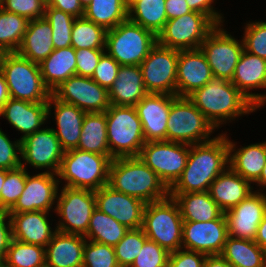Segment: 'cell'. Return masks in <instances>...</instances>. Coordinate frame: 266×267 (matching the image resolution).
Masks as SVG:
<instances>
[{
	"instance_id": "1",
	"label": "cell",
	"mask_w": 266,
	"mask_h": 267,
	"mask_svg": "<svg viewBox=\"0 0 266 267\" xmlns=\"http://www.w3.org/2000/svg\"><path fill=\"white\" fill-rule=\"evenodd\" d=\"M228 136L219 134L211 141L190 145L186 167L170 188V193L208 191L211 183L229 167Z\"/></svg>"
},
{
	"instance_id": "2",
	"label": "cell",
	"mask_w": 266,
	"mask_h": 267,
	"mask_svg": "<svg viewBox=\"0 0 266 267\" xmlns=\"http://www.w3.org/2000/svg\"><path fill=\"white\" fill-rule=\"evenodd\" d=\"M188 99L215 129H218L221 124H226L227 120H234L236 117L258 109L231 81L224 79L213 78L206 85L191 93Z\"/></svg>"
},
{
	"instance_id": "3",
	"label": "cell",
	"mask_w": 266,
	"mask_h": 267,
	"mask_svg": "<svg viewBox=\"0 0 266 267\" xmlns=\"http://www.w3.org/2000/svg\"><path fill=\"white\" fill-rule=\"evenodd\" d=\"M108 185L146 204L170 196V189L139 157L114 158L109 168Z\"/></svg>"
},
{
	"instance_id": "4",
	"label": "cell",
	"mask_w": 266,
	"mask_h": 267,
	"mask_svg": "<svg viewBox=\"0 0 266 267\" xmlns=\"http://www.w3.org/2000/svg\"><path fill=\"white\" fill-rule=\"evenodd\" d=\"M114 158L111 155L70 149L61 160L58 178L71 188L96 191L109 181V168Z\"/></svg>"
},
{
	"instance_id": "5",
	"label": "cell",
	"mask_w": 266,
	"mask_h": 267,
	"mask_svg": "<svg viewBox=\"0 0 266 267\" xmlns=\"http://www.w3.org/2000/svg\"><path fill=\"white\" fill-rule=\"evenodd\" d=\"M0 71L7 83L10 98L33 103H48L51 91L43 82L39 64L17 52L6 53Z\"/></svg>"
},
{
	"instance_id": "6",
	"label": "cell",
	"mask_w": 266,
	"mask_h": 267,
	"mask_svg": "<svg viewBox=\"0 0 266 267\" xmlns=\"http://www.w3.org/2000/svg\"><path fill=\"white\" fill-rule=\"evenodd\" d=\"M183 222L179 205L170 196L145 205L142 229L169 253L182 248Z\"/></svg>"
},
{
	"instance_id": "7",
	"label": "cell",
	"mask_w": 266,
	"mask_h": 267,
	"mask_svg": "<svg viewBox=\"0 0 266 267\" xmlns=\"http://www.w3.org/2000/svg\"><path fill=\"white\" fill-rule=\"evenodd\" d=\"M105 114L110 155L138 157L146 141L135 107L110 105Z\"/></svg>"
},
{
	"instance_id": "8",
	"label": "cell",
	"mask_w": 266,
	"mask_h": 267,
	"mask_svg": "<svg viewBox=\"0 0 266 267\" xmlns=\"http://www.w3.org/2000/svg\"><path fill=\"white\" fill-rule=\"evenodd\" d=\"M156 44L154 33L129 19L106 32L105 50L121 66H140Z\"/></svg>"
},
{
	"instance_id": "9",
	"label": "cell",
	"mask_w": 266,
	"mask_h": 267,
	"mask_svg": "<svg viewBox=\"0 0 266 267\" xmlns=\"http://www.w3.org/2000/svg\"><path fill=\"white\" fill-rule=\"evenodd\" d=\"M215 130L203 113L188 99L177 97L172 103L167 123V141L188 145L211 141Z\"/></svg>"
},
{
	"instance_id": "10",
	"label": "cell",
	"mask_w": 266,
	"mask_h": 267,
	"mask_svg": "<svg viewBox=\"0 0 266 267\" xmlns=\"http://www.w3.org/2000/svg\"><path fill=\"white\" fill-rule=\"evenodd\" d=\"M56 201L53 210L62 220L58 221L55 229L63 233L85 236L92 212L96 208L95 191L63 186Z\"/></svg>"
},
{
	"instance_id": "11",
	"label": "cell",
	"mask_w": 266,
	"mask_h": 267,
	"mask_svg": "<svg viewBox=\"0 0 266 267\" xmlns=\"http://www.w3.org/2000/svg\"><path fill=\"white\" fill-rule=\"evenodd\" d=\"M216 24L205 14L192 11L167 20L157 35V43L175 50L199 49Z\"/></svg>"
},
{
	"instance_id": "12",
	"label": "cell",
	"mask_w": 266,
	"mask_h": 267,
	"mask_svg": "<svg viewBox=\"0 0 266 267\" xmlns=\"http://www.w3.org/2000/svg\"><path fill=\"white\" fill-rule=\"evenodd\" d=\"M190 145L167 140L148 141L139 158L150 167L170 189L186 167Z\"/></svg>"
},
{
	"instance_id": "13",
	"label": "cell",
	"mask_w": 266,
	"mask_h": 267,
	"mask_svg": "<svg viewBox=\"0 0 266 267\" xmlns=\"http://www.w3.org/2000/svg\"><path fill=\"white\" fill-rule=\"evenodd\" d=\"M222 24L216 25L200 45L214 78L231 81L236 65L244 51L243 41L224 31Z\"/></svg>"
},
{
	"instance_id": "14",
	"label": "cell",
	"mask_w": 266,
	"mask_h": 267,
	"mask_svg": "<svg viewBox=\"0 0 266 267\" xmlns=\"http://www.w3.org/2000/svg\"><path fill=\"white\" fill-rule=\"evenodd\" d=\"M179 51L159 45L151 49L140 64L145 89L148 93L176 96L177 62Z\"/></svg>"
},
{
	"instance_id": "15",
	"label": "cell",
	"mask_w": 266,
	"mask_h": 267,
	"mask_svg": "<svg viewBox=\"0 0 266 267\" xmlns=\"http://www.w3.org/2000/svg\"><path fill=\"white\" fill-rule=\"evenodd\" d=\"M51 95L60 101L73 104L86 113L105 112L110 104L108 89L100 86L92 78L73 75Z\"/></svg>"
},
{
	"instance_id": "16",
	"label": "cell",
	"mask_w": 266,
	"mask_h": 267,
	"mask_svg": "<svg viewBox=\"0 0 266 267\" xmlns=\"http://www.w3.org/2000/svg\"><path fill=\"white\" fill-rule=\"evenodd\" d=\"M64 153L52 128L40 129L21 139L20 157L25 162L21 163V167L24 168L25 164H29L33 168H46V172L57 174Z\"/></svg>"
},
{
	"instance_id": "17",
	"label": "cell",
	"mask_w": 266,
	"mask_h": 267,
	"mask_svg": "<svg viewBox=\"0 0 266 267\" xmlns=\"http://www.w3.org/2000/svg\"><path fill=\"white\" fill-rule=\"evenodd\" d=\"M227 237L228 228L224 213L218 219L207 222H183V249L206 255H220Z\"/></svg>"
},
{
	"instance_id": "18",
	"label": "cell",
	"mask_w": 266,
	"mask_h": 267,
	"mask_svg": "<svg viewBox=\"0 0 266 267\" xmlns=\"http://www.w3.org/2000/svg\"><path fill=\"white\" fill-rule=\"evenodd\" d=\"M261 190L252 192L238 205L224 212L228 236L254 241L266 212V195Z\"/></svg>"
},
{
	"instance_id": "19",
	"label": "cell",
	"mask_w": 266,
	"mask_h": 267,
	"mask_svg": "<svg viewBox=\"0 0 266 267\" xmlns=\"http://www.w3.org/2000/svg\"><path fill=\"white\" fill-rule=\"evenodd\" d=\"M96 208L128 229L142 228L146 203L104 185L95 191Z\"/></svg>"
},
{
	"instance_id": "20",
	"label": "cell",
	"mask_w": 266,
	"mask_h": 267,
	"mask_svg": "<svg viewBox=\"0 0 266 267\" xmlns=\"http://www.w3.org/2000/svg\"><path fill=\"white\" fill-rule=\"evenodd\" d=\"M56 177L57 174L46 171L33 176L27 174L22 194L7 213L49 212L57 202L58 184L61 183Z\"/></svg>"
},
{
	"instance_id": "21",
	"label": "cell",
	"mask_w": 266,
	"mask_h": 267,
	"mask_svg": "<svg viewBox=\"0 0 266 267\" xmlns=\"http://www.w3.org/2000/svg\"><path fill=\"white\" fill-rule=\"evenodd\" d=\"M175 95L147 93L134 107L140 118L144 139L148 141L167 140V123L171 103Z\"/></svg>"
},
{
	"instance_id": "22",
	"label": "cell",
	"mask_w": 266,
	"mask_h": 267,
	"mask_svg": "<svg viewBox=\"0 0 266 267\" xmlns=\"http://www.w3.org/2000/svg\"><path fill=\"white\" fill-rule=\"evenodd\" d=\"M201 49L180 50L177 62L176 96L188 97L213 79Z\"/></svg>"
},
{
	"instance_id": "23",
	"label": "cell",
	"mask_w": 266,
	"mask_h": 267,
	"mask_svg": "<svg viewBox=\"0 0 266 267\" xmlns=\"http://www.w3.org/2000/svg\"><path fill=\"white\" fill-rule=\"evenodd\" d=\"M231 82L257 108H261L266 103V95L249 91L266 89V59L244 50Z\"/></svg>"
},
{
	"instance_id": "24",
	"label": "cell",
	"mask_w": 266,
	"mask_h": 267,
	"mask_svg": "<svg viewBox=\"0 0 266 267\" xmlns=\"http://www.w3.org/2000/svg\"><path fill=\"white\" fill-rule=\"evenodd\" d=\"M48 118L51 115V109L55 110L54 116L57 129L52 128L58 138L62 148L67 151L76 149L82 132V124L86 112L74 106L55 99L52 95L47 103Z\"/></svg>"
},
{
	"instance_id": "25",
	"label": "cell",
	"mask_w": 266,
	"mask_h": 267,
	"mask_svg": "<svg viewBox=\"0 0 266 267\" xmlns=\"http://www.w3.org/2000/svg\"><path fill=\"white\" fill-rule=\"evenodd\" d=\"M0 116L5 117L16 130L23 133L20 140L40 128L48 119L47 103H33L10 98L0 110Z\"/></svg>"
},
{
	"instance_id": "26",
	"label": "cell",
	"mask_w": 266,
	"mask_h": 267,
	"mask_svg": "<svg viewBox=\"0 0 266 267\" xmlns=\"http://www.w3.org/2000/svg\"><path fill=\"white\" fill-rule=\"evenodd\" d=\"M11 220L12 238L18 241L46 247L54 233L48 221L49 212L33 211L8 213Z\"/></svg>"
},
{
	"instance_id": "27",
	"label": "cell",
	"mask_w": 266,
	"mask_h": 267,
	"mask_svg": "<svg viewBox=\"0 0 266 267\" xmlns=\"http://www.w3.org/2000/svg\"><path fill=\"white\" fill-rule=\"evenodd\" d=\"M85 237L56 231L45 247V267H82Z\"/></svg>"
},
{
	"instance_id": "28",
	"label": "cell",
	"mask_w": 266,
	"mask_h": 267,
	"mask_svg": "<svg viewBox=\"0 0 266 267\" xmlns=\"http://www.w3.org/2000/svg\"><path fill=\"white\" fill-rule=\"evenodd\" d=\"M108 92L111 105L135 106L148 93L145 89L141 67L120 66L117 78Z\"/></svg>"
},
{
	"instance_id": "29",
	"label": "cell",
	"mask_w": 266,
	"mask_h": 267,
	"mask_svg": "<svg viewBox=\"0 0 266 267\" xmlns=\"http://www.w3.org/2000/svg\"><path fill=\"white\" fill-rule=\"evenodd\" d=\"M254 188L251 183L228 167L210 185L209 194L226 212L246 199Z\"/></svg>"
},
{
	"instance_id": "30",
	"label": "cell",
	"mask_w": 266,
	"mask_h": 267,
	"mask_svg": "<svg viewBox=\"0 0 266 267\" xmlns=\"http://www.w3.org/2000/svg\"><path fill=\"white\" fill-rule=\"evenodd\" d=\"M229 167L250 183H256L266 163V141L235 149L228 137Z\"/></svg>"
},
{
	"instance_id": "31",
	"label": "cell",
	"mask_w": 266,
	"mask_h": 267,
	"mask_svg": "<svg viewBox=\"0 0 266 267\" xmlns=\"http://www.w3.org/2000/svg\"><path fill=\"white\" fill-rule=\"evenodd\" d=\"M53 51L51 24L44 17L30 20L17 53L40 64Z\"/></svg>"
},
{
	"instance_id": "32",
	"label": "cell",
	"mask_w": 266,
	"mask_h": 267,
	"mask_svg": "<svg viewBox=\"0 0 266 267\" xmlns=\"http://www.w3.org/2000/svg\"><path fill=\"white\" fill-rule=\"evenodd\" d=\"M75 48L54 49L40 64V72L46 87L52 92L61 83L76 75Z\"/></svg>"
},
{
	"instance_id": "33",
	"label": "cell",
	"mask_w": 266,
	"mask_h": 267,
	"mask_svg": "<svg viewBox=\"0 0 266 267\" xmlns=\"http://www.w3.org/2000/svg\"><path fill=\"white\" fill-rule=\"evenodd\" d=\"M170 197L178 203L183 221L207 222L218 219L224 213L209 191L170 193Z\"/></svg>"
},
{
	"instance_id": "34",
	"label": "cell",
	"mask_w": 266,
	"mask_h": 267,
	"mask_svg": "<svg viewBox=\"0 0 266 267\" xmlns=\"http://www.w3.org/2000/svg\"><path fill=\"white\" fill-rule=\"evenodd\" d=\"M76 149L101 155H110L105 112L85 114L80 140Z\"/></svg>"
},
{
	"instance_id": "35",
	"label": "cell",
	"mask_w": 266,
	"mask_h": 267,
	"mask_svg": "<svg viewBox=\"0 0 266 267\" xmlns=\"http://www.w3.org/2000/svg\"><path fill=\"white\" fill-rule=\"evenodd\" d=\"M220 255L235 267H266V251L255 241L228 236Z\"/></svg>"
},
{
	"instance_id": "36",
	"label": "cell",
	"mask_w": 266,
	"mask_h": 267,
	"mask_svg": "<svg viewBox=\"0 0 266 267\" xmlns=\"http://www.w3.org/2000/svg\"><path fill=\"white\" fill-rule=\"evenodd\" d=\"M128 19L157 36L168 20L165 0H134L128 6Z\"/></svg>"
},
{
	"instance_id": "37",
	"label": "cell",
	"mask_w": 266,
	"mask_h": 267,
	"mask_svg": "<svg viewBox=\"0 0 266 267\" xmlns=\"http://www.w3.org/2000/svg\"><path fill=\"white\" fill-rule=\"evenodd\" d=\"M84 17L108 31L128 19V5L125 0H92Z\"/></svg>"
},
{
	"instance_id": "38",
	"label": "cell",
	"mask_w": 266,
	"mask_h": 267,
	"mask_svg": "<svg viewBox=\"0 0 266 267\" xmlns=\"http://www.w3.org/2000/svg\"><path fill=\"white\" fill-rule=\"evenodd\" d=\"M129 231L111 216L95 208L92 212L86 240L95 241L110 246H115Z\"/></svg>"
},
{
	"instance_id": "39",
	"label": "cell",
	"mask_w": 266,
	"mask_h": 267,
	"mask_svg": "<svg viewBox=\"0 0 266 267\" xmlns=\"http://www.w3.org/2000/svg\"><path fill=\"white\" fill-rule=\"evenodd\" d=\"M28 24L25 17L0 8V47L7 53L17 52Z\"/></svg>"
},
{
	"instance_id": "40",
	"label": "cell",
	"mask_w": 266,
	"mask_h": 267,
	"mask_svg": "<svg viewBox=\"0 0 266 267\" xmlns=\"http://www.w3.org/2000/svg\"><path fill=\"white\" fill-rule=\"evenodd\" d=\"M3 264L6 267H45V247L12 238Z\"/></svg>"
},
{
	"instance_id": "41",
	"label": "cell",
	"mask_w": 266,
	"mask_h": 267,
	"mask_svg": "<svg viewBox=\"0 0 266 267\" xmlns=\"http://www.w3.org/2000/svg\"><path fill=\"white\" fill-rule=\"evenodd\" d=\"M106 30L86 19L75 18L71 33V46L75 49H105Z\"/></svg>"
},
{
	"instance_id": "42",
	"label": "cell",
	"mask_w": 266,
	"mask_h": 267,
	"mask_svg": "<svg viewBox=\"0 0 266 267\" xmlns=\"http://www.w3.org/2000/svg\"><path fill=\"white\" fill-rule=\"evenodd\" d=\"M44 18L52 27L54 49L71 46V33L75 17L54 7H45Z\"/></svg>"
},
{
	"instance_id": "43",
	"label": "cell",
	"mask_w": 266,
	"mask_h": 267,
	"mask_svg": "<svg viewBox=\"0 0 266 267\" xmlns=\"http://www.w3.org/2000/svg\"><path fill=\"white\" fill-rule=\"evenodd\" d=\"M28 172L24 167L6 170V177L0 192V211L8 212L22 194Z\"/></svg>"
},
{
	"instance_id": "44",
	"label": "cell",
	"mask_w": 266,
	"mask_h": 267,
	"mask_svg": "<svg viewBox=\"0 0 266 267\" xmlns=\"http://www.w3.org/2000/svg\"><path fill=\"white\" fill-rule=\"evenodd\" d=\"M147 239L142 228L129 229L125 236L114 246L118 265L120 267H131Z\"/></svg>"
},
{
	"instance_id": "45",
	"label": "cell",
	"mask_w": 266,
	"mask_h": 267,
	"mask_svg": "<svg viewBox=\"0 0 266 267\" xmlns=\"http://www.w3.org/2000/svg\"><path fill=\"white\" fill-rule=\"evenodd\" d=\"M82 267H120L113 246L86 240Z\"/></svg>"
},
{
	"instance_id": "46",
	"label": "cell",
	"mask_w": 266,
	"mask_h": 267,
	"mask_svg": "<svg viewBox=\"0 0 266 267\" xmlns=\"http://www.w3.org/2000/svg\"><path fill=\"white\" fill-rule=\"evenodd\" d=\"M242 38L245 51L266 59V22L247 23Z\"/></svg>"
},
{
	"instance_id": "47",
	"label": "cell",
	"mask_w": 266,
	"mask_h": 267,
	"mask_svg": "<svg viewBox=\"0 0 266 267\" xmlns=\"http://www.w3.org/2000/svg\"><path fill=\"white\" fill-rule=\"evenodd\" d=\"M169 252L147 239L131 267H167Z\"/></svg>"
},
{
	"instance_id": "48",
	"label": "cell",
	"mask_w": 266,
	"mask_h": 267,
	"mask_svg": "<svg viewBox=\"0 0 266 267\" xmlns=\"http://www.w3.org/2000/svg\"><path fill=\"white\" fill-rule=\"evenodd\" d=\"M46 4L42 0H0V8L33 20L44 17Z\"/></svg>"
},
{
	"instance_id": "49",
	"label": "cell",
	"mask_w": 266,
	"mask_h": 267,
	"mask_svg": "<svg viewBox=\"0 0 266 267\" xmlns=\"http://www.w3.org/2000/svg\"><path fill=\"white\" fill-rule=\"evenodd\" d=\"M21 140L12 142L0 129V169L13 170L21 166Z\"/></svg>"
},
{
	"instance_id": "50",
	"label": "cell",
	"mask_w": 266,
	"mask_h": 267,
	"mask_svg": "<svg viewBox=\"0 0 266 267\" xmlns=\"http://www.w3.org/2000/svg\"><path fill=\"white\" fill-rule=\"evenodd\" d=\"M120 66L121 65L105 51L91 78L100 86L109 90L117 78Z\"/></svg>"
},
{
	"instance_id": "51",
	"label": "cell",
	"mask_w": 266,
	"mask_h": 267,
	"mask_svg": "<svg viewBox=\"0 0 266 267\" xmlns=\"http://www.w3.org/2000/svg\"><path fill=\"white\" fill-rule=\"evenodd\" d=\"M105 49H75L76 75L91 78Z\"/></svg>"
},
{
	"instance_id": "52",
	"label": "cell",
	"mask_w": 266,
	"mask_h": 267,
	"mask_svg": "<svg viewBox=\"0 0 266 267\" xmlns=\"http://www.w3.org/2000/svg\"><path fill=\"white\" fill-rule=\"evenodd\" d=\"M206 256L200 252L181 248L169 253L167 267H204Z\"/></svg>"
},
{
	"instance_id": "53",
	"label": "cell",
	"mask_w": 266,
	"mask_h": 267,
	"mask_svg": "<svg viewBox=\"0 0 266 267\" xmlns=\"http://www.w3.org/2000/svg\"><path fill=\"white\" fill-rule=\"evenodd\" d=\"M6 220H8L6 222ZM12 240L11 220L7 212L0 211V264H3Z\"/></svg>"
},
{
	"instance_id": "54",
	"label": "cell",
	"mask_w": 266,
	"mask_h": 267,
	"mask_svg": "<svg viewBox=\"0 0 266 267\" xmlns=\"http://www.w3.org/2000/svg\"><path fill=\"white\" fill-rule=\"evenodd\" d=\"M186 2L192 11L207 15L216 25L223 23L222 14L217 12L212 5L214 0H186Z\"/></svg>"
},
{
	"instance_id": "55",
	"label": "cell",
	"mask_w": 266,
	"mask_h": 267,
	"mask_svg": "<svg viewBox=\"0 0 266 267\" xmlns=\"http://www.w3.org/2000/svg\"><path fill=\"white\" fill-rule=\"evenodd\" d=\"M46 6L62 10L75 18L84 16V9L79 0H48Z\"/></svg>"
},
{
	"instance_id": "56",
	"label": "cell",
	"mask_w": 266,
	"mask_h": 267,
	"mask_svg": "<svg viewBox=\"0 0 266 267\" xmlns=\"http://www.w3.org/2000/svg\"><path fill=\"white\" fill-rule=\"evenodd\" d=\"M167 19H173L192 12L186 0H165Z\"/></svg>"
},
{
	"instance_id": "57",
	"label": "cell",
	"mask_w": 266,
	"mask_h": 267,
	"mask_svg": "<svg viewBox=\"0 0 266 267\" xmlns=\"http://www.w3.org/2000/svg\"><path fill=\"white\" fill-rule=\"evenodd\" d=\"M204 267H235L221 255H207L204 261Z\"/></svg>"
},
{
	"instance_id": "58",
	"label": "cell",
	"mask_w": 266,
	"mask_h": 267,
	"mask_svg": "<svg viewBox=\"0 0 266 267\" xmlns=\"http://www.w3.org/2000/svg\"><path fill=\"white\" fill-rule=\"evenodd\" d=\"M254 241L266 251V212L262 222L259 224Z\"/></svg>"
},
{
	"instance_id": "59",
	"label": "cell",
	"mask_w": 266,
	"mask_h": 267,
	"mask_svg": "<svg viewBox=\"0 0 266 267\" xmlns=\"http://www.w3.org/2000/svg\"><path fill=\"white\" fill-rule=\"evenodd\" d=\"M10 99V93L4 75L0 71V110Z\"/></svg>"
},
{
	"instance_id": "60",
	"label": "cell",
	"mask_w": 266,
	"mask_h": 267,
	"mask_svg": "<svg viewBox=\"0 0 266 267\" xmlns=\"http://www.w3.org/2000/svg\"><path fill=\"white\" fill-rule=\"evenodd\" d=\"M258 184V186H262L261 188H263V190H265L264 188H266V163L262 169V172L260 174V177L258 179V181L256 182Z\"/></svg>"
},
{
	"instance_id": "61",
	"label": "cell",
	"mask_w": 266,
	"mask_h": 267,
	"mask_svg": "<svg viewBox=\"0 0 266 267\" xmlns=\"http://www.w3.org/2000/svg\"><path fill=\"white\" fill-rule=\"evenodd\" d=\"M5 177H6V170L0 169V192H1V188L3 186V183L5 181Z\"/></svg>"
},
{
	"instance_id": "62",
	"label": "cell",
	"mask_w": 266,
	"mask_h": 267,
	"mask_svg": "<svg viewBox=\"0 0 266 267\" xmlns=\"http://www.w3.org/2000/svg\"><path fill=\"white\" fill-rule=\"evenodd\" d=\"M92 0H79L81 6L83 7V9H85L91 2Z\"/></svg>"
},
{
	"instance_id": "63",
	"label": "cell",
	"mask_w": 266,
	"mask_h": 267,
	"mask_svg": "<svg viewBox=\"0 0 266 267\" xmlns=\"http://www.w3.org/2000/svg\"><path fill=\"white\" fill-rule=\"evenodd\" d=\"M6 51L5 50H3L1 47H0V67H1V65H2V62H3V58H4V56L6 55Z\"/></svg>"
},
{
	"instance_id": "64",
	"label": "cell",
	"mask_w": 266,
	"mask_h": 267,
	"mask_svg": "<svg viewBox=\"0 0 266 267\" xmlns=\"http://www.w3.org/2000/svg\"><path fill=\"white\" fill-rule=\"evenodd\" d=\"M126 4L129 6L134 0H125Z\"/></svg>"
}]
</instances>
